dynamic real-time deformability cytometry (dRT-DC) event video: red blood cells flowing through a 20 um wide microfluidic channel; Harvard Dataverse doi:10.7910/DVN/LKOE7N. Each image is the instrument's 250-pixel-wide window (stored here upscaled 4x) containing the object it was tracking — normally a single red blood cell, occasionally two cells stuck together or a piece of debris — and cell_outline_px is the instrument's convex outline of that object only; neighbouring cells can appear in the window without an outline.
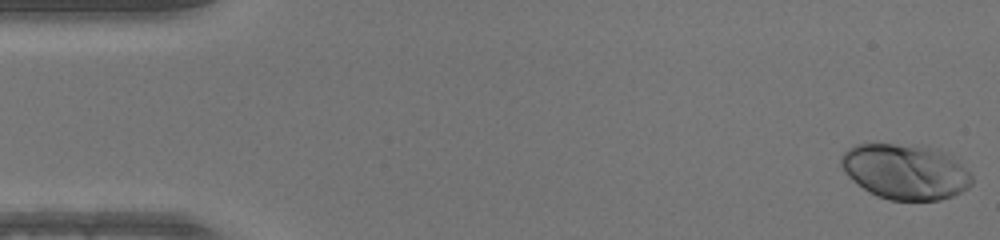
{"species": "human", "species_latin": "Homo sapiens", "temperature_condition": "warm", "stored_images_in_passage": 49, "camera_frame_rate_fps": 3000, "um_per_image_px": 0.085, "donor": {"sex": "male"}, "frame": {"image": 1, "passage_image": 1, "time_ms": 0.0, "image_size_px": [1000, 240], "cell_outline_px": [[972, 184], [968, 188], [952, 196], [940, 200], [888, 200], [876, 196], [852, 180], [844, 172], [840, 164], [840, 156], [848, 148], [856, 144], [892, 144], [928, 148], [960, 164], [972, 176]], "centroid_in_image_um": [76.87, 14.63], "position_along_channel_um": 8.1, "area_um2": 41.21}}
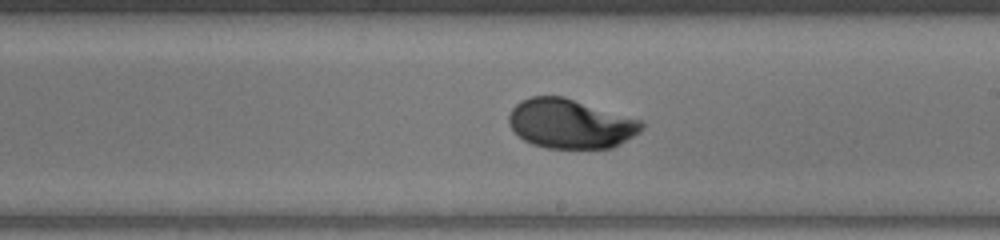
{"frame": {"image": 2, "passage_image": 28, "time_ms": 9.0, "image_size_px": [1000, 240], "cell_outline_px": [[644, 128], [640, 132], [620, 144], [612, 148], [548, 148], [532, 144], [524, 140], [508, 124], [508, 116], [512, 108], [520, 100], [532, 96], [564, 96], [644, 120]], "centroid_in_image_um": [48.52, 10.5], "position_along_channel_um": 240.5, "area_um2": 38.55}}
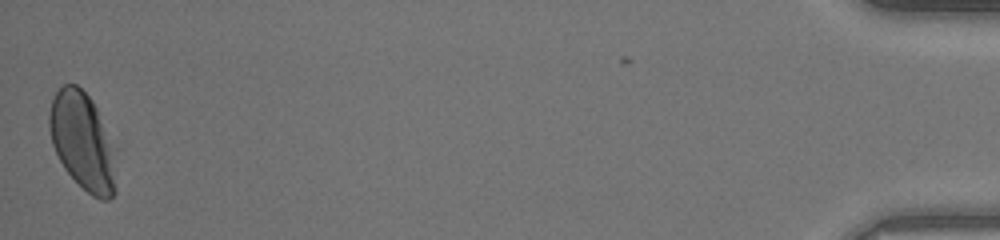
{"frame": {"image": 3, "passage_image": 49, "time_ms": 16.0, "image_size_px": [1000, 240], "cell_outline_px": [[116, 192], [108, 200], [100, 200], [92, 196], [64, 168], [52, 144], [48, 128], [48, 116], [52, 100], [56, 92], [64, 84], [76, 84], [92, 100], [96, 108], [108, 148], [116, 188]], "centroid_in_image_um": [6.9, 12.0], "position_along_channel_um": 428.3, "area_um2": 35.89}}